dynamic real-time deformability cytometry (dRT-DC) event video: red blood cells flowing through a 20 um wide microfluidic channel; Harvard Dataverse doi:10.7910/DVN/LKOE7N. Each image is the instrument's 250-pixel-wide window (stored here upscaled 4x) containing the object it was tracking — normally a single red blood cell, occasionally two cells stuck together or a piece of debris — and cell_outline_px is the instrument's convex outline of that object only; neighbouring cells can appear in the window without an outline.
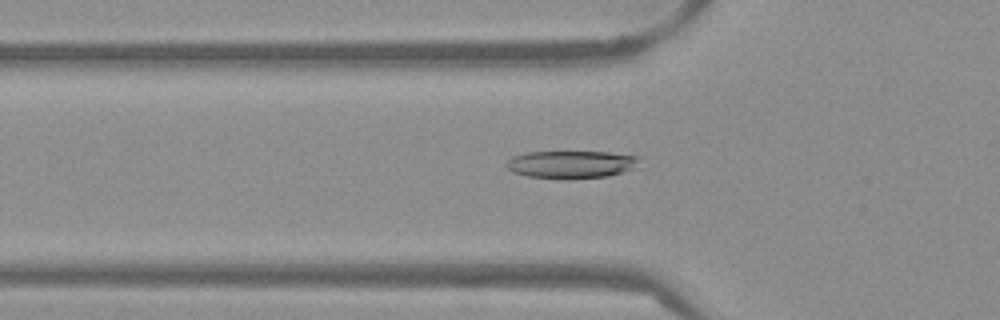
{"species": "Egyptian fruit bat (a non-hibernating species)", "species_latin": "Rousettus aegyptiacus", "temperature_condition": "warm", "stored_images_in_passage": 53, "camera_frame_rate_fps": 3000, "um_per_image_px": 0.085, "frame": {"image": 1, "passage_image": 18, "time_ms": 5.667, "image_size_px": [1000, 320], "cell_outline_px": [[640, 156], [632, 168], [624, 172], [608, 176], [528, 176], [512, 172], [504, 164], [512, 156], [528, 152], [608, 152]], "centroid_in_image_um": [48.52, 13.92], "position_along_channel_um": 77.3, "area_um2": 20.35}}
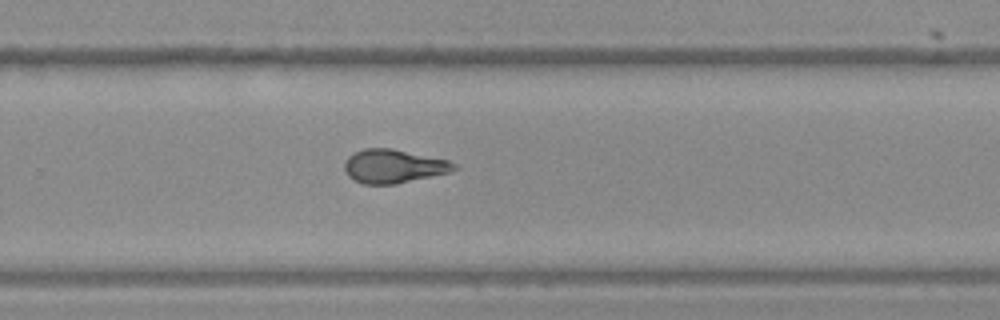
{"frame": {"image": 2, "passage_image": 35, "time_ms": 11.333, "image_size_px": [1000, 320], "cell_outline_px": [[460, 168], [448, 172], [396, 184], [364, 184], [352, 180], [344, 172], [344, 160], [352, 152], [364, 148], [392, 148], [448, 160], [456, 164]], "centroid_in_image_um": [33.39, 14.12], "position_along_channel_um": 296.4, "area_um2": 21.68}}
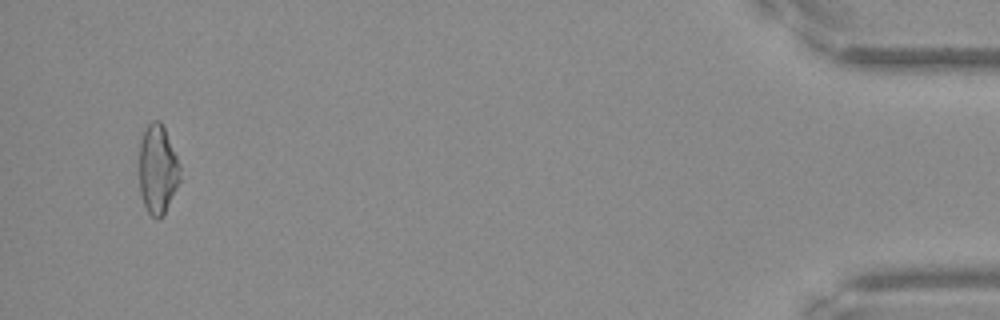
{"frame": {"image": 3, "passage_image": 51, "time_ms": 16.667, "image_size_px": [1000, 320], "cell_outline_px": [[180, 180], [164, 216], [160, 220], [156, 220], [148, 212], [144, 204], [140, 192], [140, 140], [144, 128], [152, 120], [160, 120], [164, 128], [180, 164]], "centroid_in_image_um": [13.4, 14.42], "position_along_channel_um": 421.8, "area_um2": 21.33}, "authors_computed_cell_mechanics": {"area_um2": 21.675, "velocity_mm_per_s": 3.8579, "shape_relaxation_time_tau1_ms": 5.2363, "shape_relaxation_time_tau2_ms": 1.78, "deformation_change_tau1": 0.1854, "deformation_change_tau2": 0.0979}}